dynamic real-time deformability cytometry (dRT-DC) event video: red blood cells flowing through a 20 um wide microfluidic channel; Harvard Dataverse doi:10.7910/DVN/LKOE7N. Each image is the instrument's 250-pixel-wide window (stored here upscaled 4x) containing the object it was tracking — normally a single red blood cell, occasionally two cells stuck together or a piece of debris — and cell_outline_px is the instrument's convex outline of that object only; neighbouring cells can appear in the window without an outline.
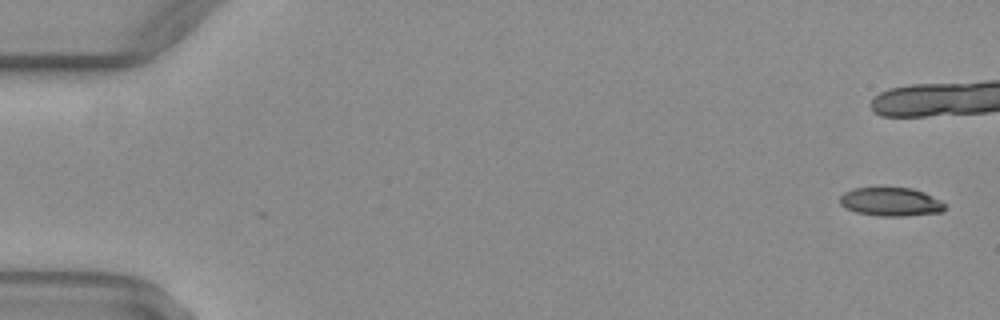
{"species": "common noctule bat (a hibernating species)", "species_latin": "Nyctalus noctula", "temperature_condition": "warm", "stored_images_in_passage": 2, "camera_frame_rate_fps": 3000, "um_per_image_px": 0.085, "animal": {"sex": "female", "body_mass_g": 29.2, "forearm_length_mm": 56.3}, "frame": {"image": 1, "passage_image": 1, "time_ms": 0.0, "image_size_px": [1000, 320], "cell_outline_px": [[944, 208], [940, 212], [904, 216], [880, 216], [856, 212], [844, 208], [840, 204], [840, 196], [844, 192], [852, 188], [912, 188], [924, 192], [940, 200], [944, 204]], "centroid_in_image_um": [75.67, 17.15], "position_along_channel_um": 9.3, "area_um2": 17.4}}